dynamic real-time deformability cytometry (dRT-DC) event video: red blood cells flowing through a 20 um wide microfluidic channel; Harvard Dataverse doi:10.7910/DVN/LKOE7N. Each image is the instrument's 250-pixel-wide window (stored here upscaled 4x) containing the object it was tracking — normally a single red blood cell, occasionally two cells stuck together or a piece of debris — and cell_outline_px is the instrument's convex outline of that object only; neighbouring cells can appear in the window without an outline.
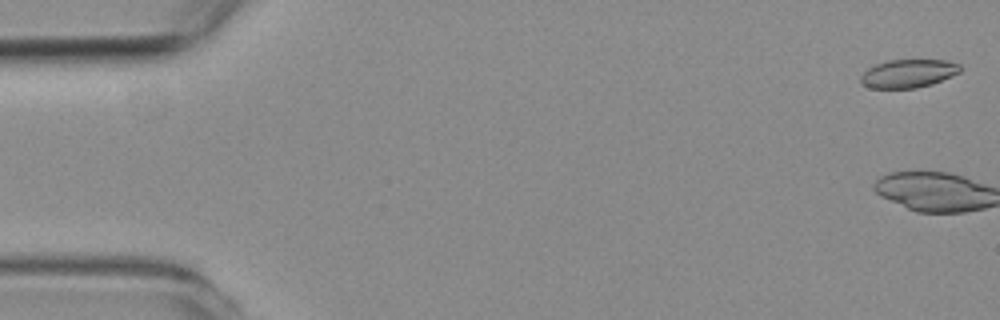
{"species": "common noctule bat (a hibernating species)", "species_latin": "Nyctalus noctula", "temperature_condition": "room temperature", "stored_images_in_passage": 3, "camera_frame_rate_fps": 3000, "um_per_image_px": 0.085, "animal": {"sex": "female", "body_mass_g": 19.3, "forearm_length_mm": 54.1}, "frame": {"image": 1, "passage_image": 2, "time_ms": 0.333, "image_size_px": [1000, 320], "cell_outline_px": [[960, 72], [932, 84], [916, 88], [868, 88], [860, 84], [860, 76], [868, 68], [876, 64], [888, 60], [944, 60], [960, 64]], "centroid_in_image_um": [77.16, 6.25], "position_along_channel_um": 7.8, "area_um2": 16.42}}